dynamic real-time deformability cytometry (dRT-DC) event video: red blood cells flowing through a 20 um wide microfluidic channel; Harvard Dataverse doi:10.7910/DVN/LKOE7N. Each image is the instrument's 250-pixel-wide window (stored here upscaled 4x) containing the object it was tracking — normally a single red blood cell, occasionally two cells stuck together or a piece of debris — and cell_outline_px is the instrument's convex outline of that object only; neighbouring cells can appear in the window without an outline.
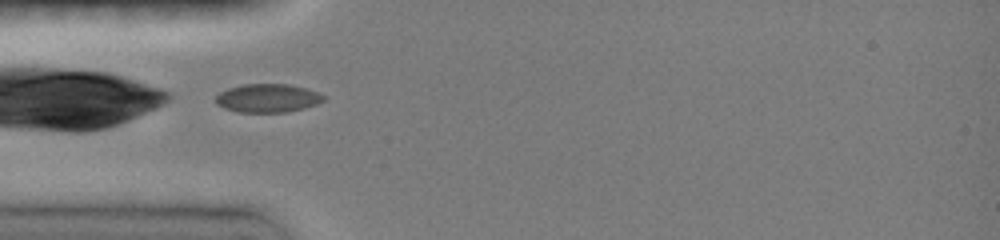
{"species": "common noctule bat (a hibernating species)", "species_latin": "Nyctalus noctula", "temperature_condition": "room temperature", "stored_images_in_passage": 2, "camera_frame_rate_fps": 3000, "um_per_image_px": 0.085, "animal": {"sex": "female", "body_mass_g": 19.0, "forearm_length_mm": 51.5}, "frame": {"image": 1, "passage_image": 1, "time_ms": 0.0, "image_size_px": [1000, 240], "cell_outline_px": [[324, 100], [316, 104], [304, 108], [288, 112], [240, 112], [224, 108], [216, 104], [216, 96], [220, 92], [228, 88], [244, 84], [288, 84], [308, 88], [324, 96]], "centroid_in_image_um": [22.74, 8.34], "position_along_channel_um": 62.3, "area_um2": 17.86}}